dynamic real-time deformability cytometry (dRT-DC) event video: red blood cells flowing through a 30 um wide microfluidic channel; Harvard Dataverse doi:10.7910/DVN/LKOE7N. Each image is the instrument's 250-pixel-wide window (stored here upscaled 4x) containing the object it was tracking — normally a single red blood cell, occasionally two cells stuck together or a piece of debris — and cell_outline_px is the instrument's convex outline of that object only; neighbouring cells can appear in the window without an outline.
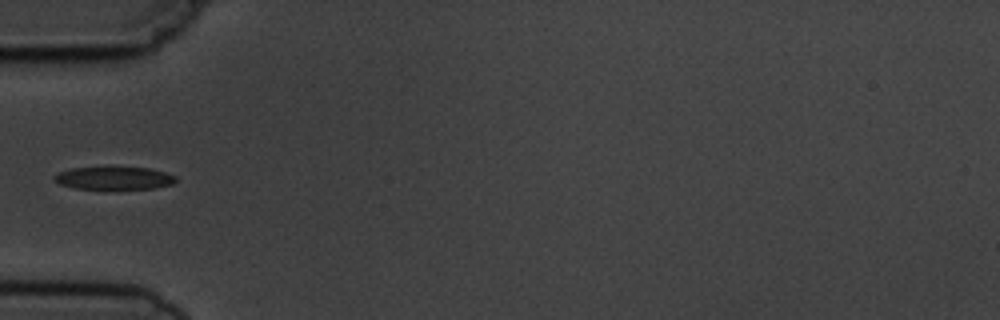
{"species": "common noctule bat (a hibernating species)", "species_latin": "Nyctalus noctula", "temperature_condition": "cold", "stored_images_in_passage": 5, "camera_frame_rate_fps": 3000, "um_per_image_px": 0.085, "animal": {"sex": "male", "body_mass_g": 19.5, "forearm_length_mm": 54.6}, "frame": {"image": 1, "passage_image": 4, "time_ms": 3.667, "image_size_px": [1000, 320], "cell_outline_px": [[176, 180], [172, 184], [156, 188], [112, 192], [72, 188], [60, 184], [52, 180], [52, 176], [56, 172], [72, 168], [148, 168], [164, 172], [176, 176]], "centroid_in_image_um": [9.63, 15.21], "position_along_channel_um": 75.4, "area_um2": 17.05}}
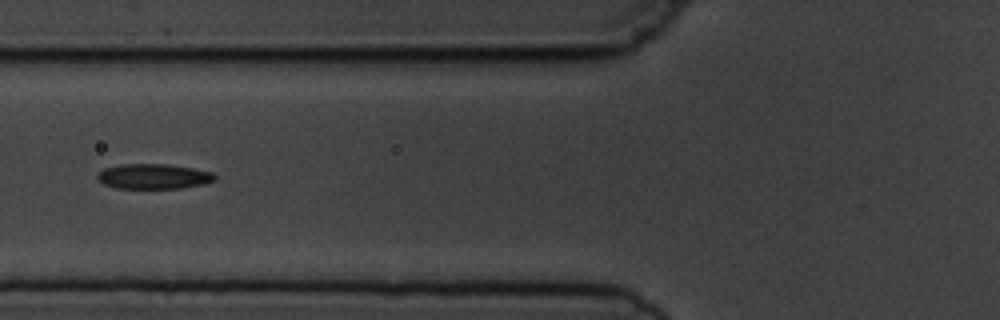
{"frame": {"image": 2, "passage_image": 5, "time_ms": 4.667, "image_size_px": [1000, 320], "cell_outline_px": [[216, 180], [204, 184], [180, 188], [116, 188], [104, 184], [96, 176], [104, 168], [120, 164], [168, 164], [192, 168], [212, 172], [216, 176]], "centroid_in_image_um": [13.07, 14.99], "position_along_channel_um": 112.7, "area_um2": 17.11}}